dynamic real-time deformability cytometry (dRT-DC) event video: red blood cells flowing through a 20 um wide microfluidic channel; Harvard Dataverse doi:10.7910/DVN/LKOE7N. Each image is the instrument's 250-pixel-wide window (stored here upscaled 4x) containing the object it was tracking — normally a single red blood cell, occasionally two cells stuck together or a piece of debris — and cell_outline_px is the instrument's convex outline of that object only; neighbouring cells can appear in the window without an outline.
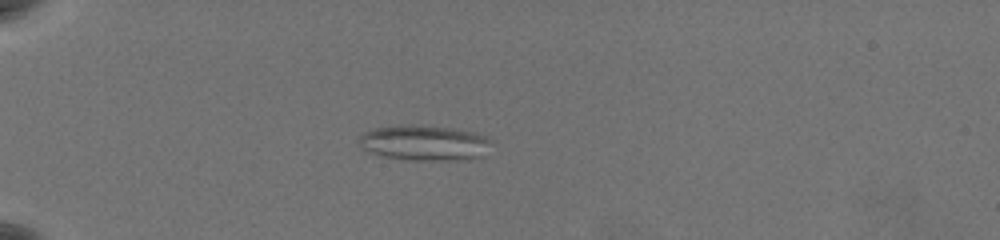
{"species": "common noctule bat (a hibernating species)", "species_latin": "Nyctalus noctula", "temperature_condition": "warm", "stored_images_in_passage": 63, "camera_frame_rate_fps": 3000, "um_per_image_px": 0.085, "animal": {"sex": "female", "body_mass_g": 19.5, "forearm_length_mm": 54.1}, "frame": {"image": 1, "passage_image": 21, "time_ms": 6.667, "image_size_px": [1000, 240], "cell_outline_px": [[492, 140], [484, 156], [468, 160], [408, 160], [380, 156], [368, 152], [356, 140], [364, 132], [372, 128], [400, 124], [456, 128], [488, 136]], "centroid_in_image_um": [36.07, 12.14], "position_along_channel_um": 48.9, "area_um2": 27.8}}
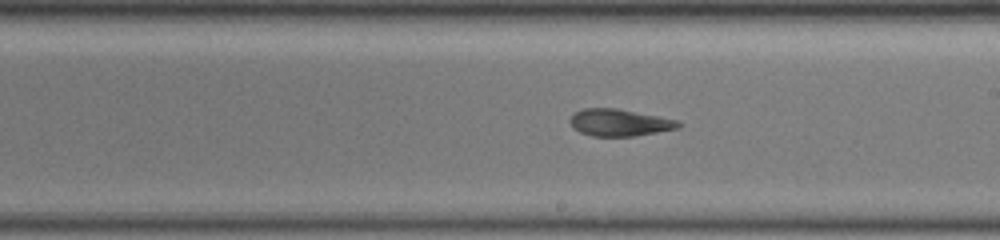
{"frame": {"image": 2, "passage_image": 40, "time_ms": 13.0, "image_size_px": [1000, 240], "cell_outline_px": [[680, 128], [636, 136], [592, 136], [580, 132], [572, 128], [568, 120], [576, 112], [584, 108], [616, 108], [676, 120], [680, 124]], "centroid_in_image_um": [52.61, 10.43], "position_along_channel_um": 236.4, "area_um2": 16.94}}
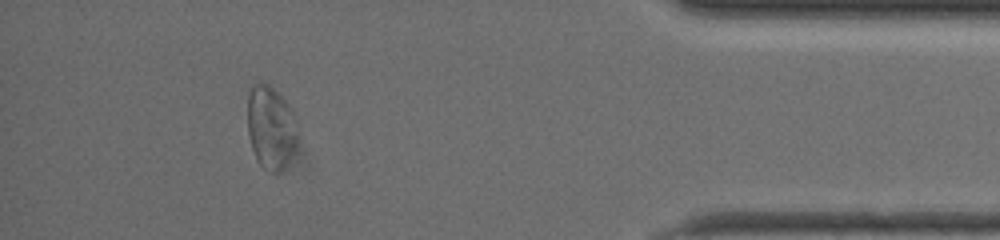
{"frame": {"image": 3, "passage_image": 58, "time_ms": 19.0, "image_size_px": [1000, 240], "cell_outline_px": [[300, 136], [284, 168], [280, 172], [272, 172], [264, 168], [260, 164], [252, 148], [248, 132], [248, 88], [252, 84], [268, 84], [284, 100], [300, 120]], "centroid_in_image_um": [23.07, 10.82], "position_along_channel_um": 412.1, "area_um2": 24.57}, "authors_computed_cell_mechanics": {"area_um2": 24.5072, "velocity_mm_per_s": 3.5777, "shape_relaxation_time_tau1_ms": null, "shape_relaxation_time_tau2_ms": 2.6501, "deformation_change_tau1": null, "deformation_change_tau2": 0.1023}}